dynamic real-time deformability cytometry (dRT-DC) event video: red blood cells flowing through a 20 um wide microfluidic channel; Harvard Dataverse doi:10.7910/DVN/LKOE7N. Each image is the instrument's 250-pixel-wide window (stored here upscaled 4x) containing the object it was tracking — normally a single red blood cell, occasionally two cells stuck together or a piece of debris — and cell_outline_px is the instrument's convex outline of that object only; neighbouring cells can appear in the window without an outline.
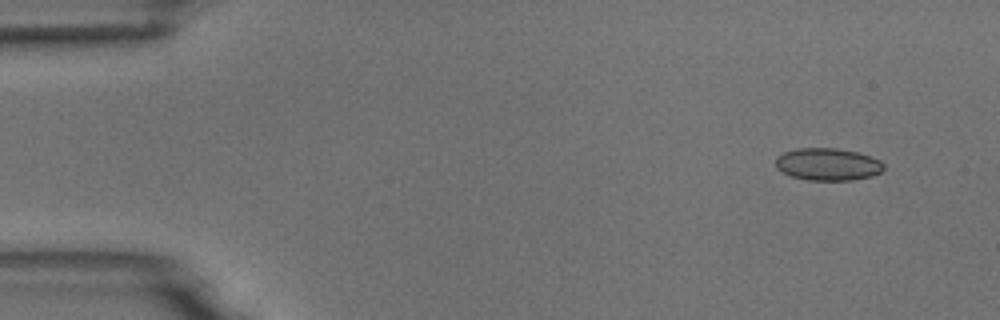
{"species": "common noctule bat (a hibernating species)", "species_latin": "Nyctalus noctula", "temperature_condition": "room temperature", "stored_images_in_passage": 4, "camera_frame_rate_fps": 3000, "um_per_image_px": 0.085, "animal": {"sex": "male", "body_mass_g": 18.8}, "frame": {"image": 1, "passage_image": 1, "time_ms": 0.0, "image_size_px": [1000, 320], "cell_outline_px": [[884, 168], [880, 172], [872, 176], [852, 180], [808, 180], [792, 176], [776, 168], [776, 156], [784, 152], [796, 148], [836, 148], [856, 152], [880, 160], [884, 164]], "centroid_in_image_um": [70.35, 13.96], "position_along_channel_um": 14.6, "area_um2": 20.29}}
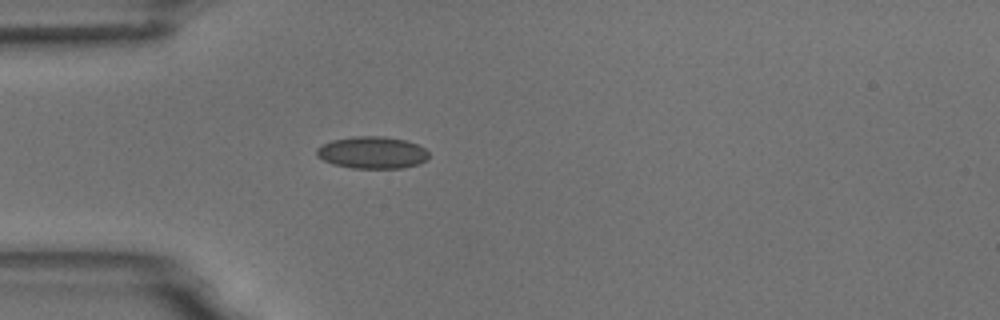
{"frame": {"image": 2, "passage_image": 4, "time_ms": 3.667, "image_size_px": [1000, 320], "cell_outline_px": [[428, 160], [420, 164], [404, 168], [352, 168], [332, 164], [316, 156], [316, 148], [332, 140], [352, 136], [384, 136], [404, 140], [416, 144], [424, 148], [428, 152]], "centroid_in_image_um": [31.64, 12.97], "position_along_channel_um": 53.4, "area_um2": 21.1}}